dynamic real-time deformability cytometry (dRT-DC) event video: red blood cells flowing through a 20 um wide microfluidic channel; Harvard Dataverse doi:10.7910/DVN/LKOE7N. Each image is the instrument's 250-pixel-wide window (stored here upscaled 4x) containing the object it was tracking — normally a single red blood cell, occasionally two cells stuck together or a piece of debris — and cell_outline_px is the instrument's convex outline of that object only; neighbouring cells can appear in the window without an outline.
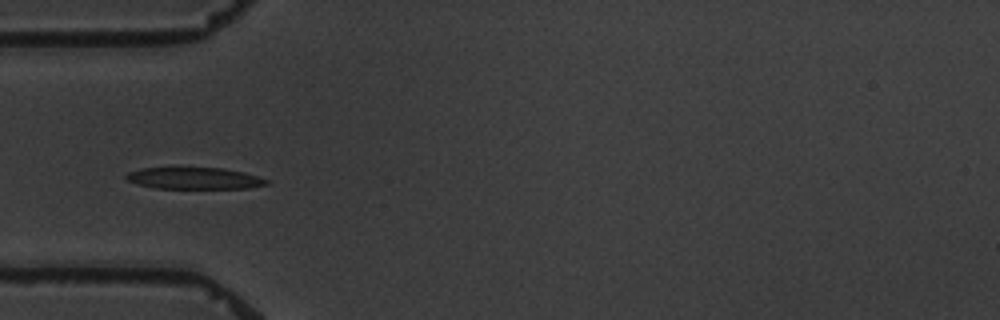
{"species": "common noctule bat (a hibernating species)", "species_latin": "Nyctalus noctula", "temperature_condition": "warm", "stored_images_in_passage": 10, "camera_frame_rate_fps": 3000, "um_per_image_px": 0.085, "animal": {"sex": "male", "body_mass_g": 19.5, "forearm_length_mm": 54.6}, "frame": {"image": 1, "passage_image": 4, "time_ms": 5.0, "image_size_px": [1000, 320], "cell_outline_px": [[268, 184], [248, 188], [156, 188], [136, 184], [128, 180], [124, 176], [128, 172], [140, 168], [224, 168], [244, 172], [268, 180]], "centroid_in_image_um": [16.49, 15.15], "position_along_channel_um": 68.5, "area_um2": 17.57}}
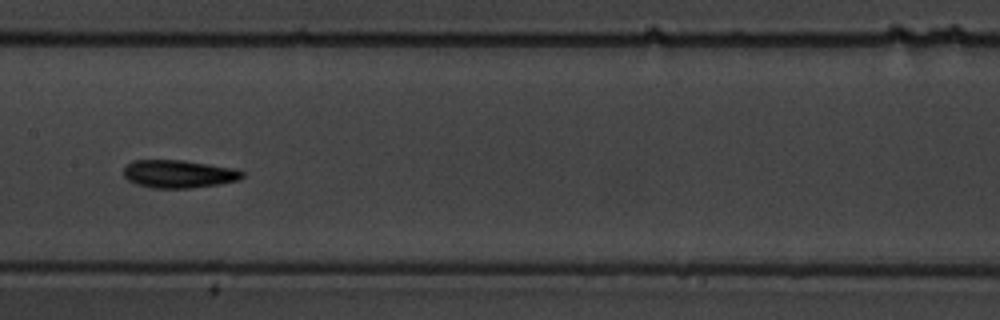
{"frame": {"image": 2, "passage_image": 7, "time_ms": 8.667, "image_size_px": [1000, 320], "cell_outline_px": [[244, 176], [240, 180], [192, 188], [152, 188], [136, 184], [128, 180], [124, 176], [124, 168], [132, 160], [184, 160], [236, 168], [244, 172]], "centroid_in_image_um": [15.21, 14.78], "position_along_channel_um": 192.2, "area_um2": 19.42}}
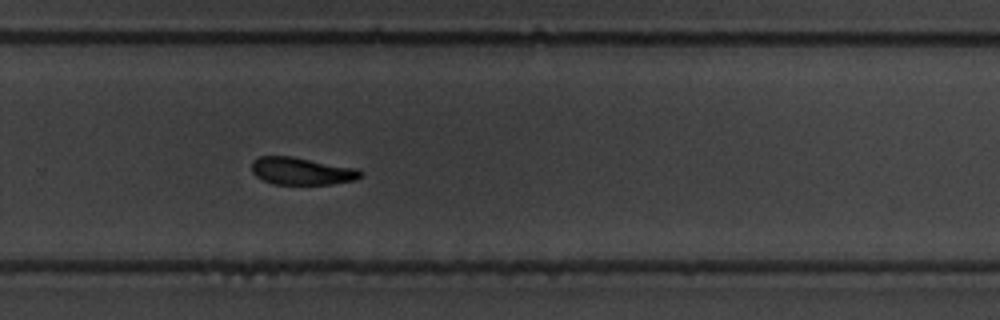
{"frame": {"image": 3, "passage_image": 10, "time_ms": 12.0, "image_size_px": [1000, 320], "cell_outline_px": [[364, 176], [356, 180], [332, 184], [272, 184], [256, 176], [252, 172], [252, 160], [260, 156], [292, 156], [356, 168], [364, 172]], "centroid_in_image_um": [25.67, 14.54], "position_along_channel_um": 304.1, "area_um2": 17.51}}